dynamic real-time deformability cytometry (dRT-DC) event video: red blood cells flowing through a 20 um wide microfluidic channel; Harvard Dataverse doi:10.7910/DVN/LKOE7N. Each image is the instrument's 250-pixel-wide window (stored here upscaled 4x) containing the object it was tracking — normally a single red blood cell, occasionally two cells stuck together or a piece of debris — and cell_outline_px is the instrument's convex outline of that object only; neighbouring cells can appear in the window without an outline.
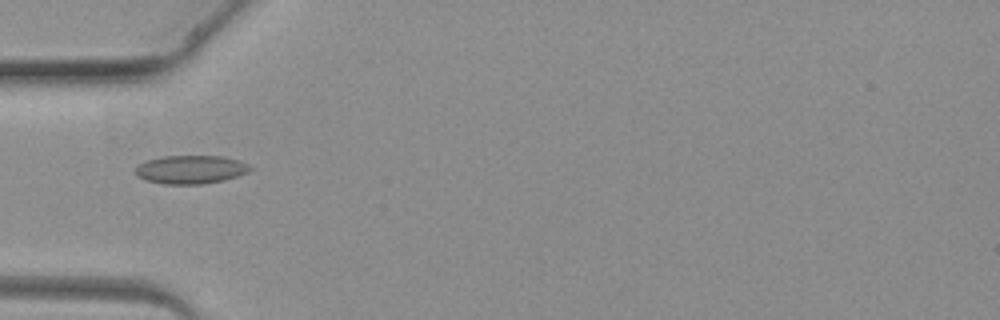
{"species": "common noctule bat (a hibernating species)", "species_latin": "Nyctalus noctula", "temperature_condition": "warm", "stored_images_in_passage": 4, "camera_frame_rate_fps": 3000, "um_per_image_px": 0.085, "animal": {"sex": "female", "body_mass_g": 19.3, "forearm_length_mm": 54.1}, "frame": {"image": 1, "passage_image": 4, "time_ms": 3.333, "image_size_px": [1000, 320], "cell_outline_px": [[252, 168], [248, 172], [224, 180], [200, 184], [164, 184], [144, 180], [136, 176], [136, 164], [144, 160], [160, 156], [224, 156], [240, 160], [248, 164]], "centroid_in_image_um": [16.16, 14.4], "position_along_channel_um": 68.8, "area_um2": 19.25}}